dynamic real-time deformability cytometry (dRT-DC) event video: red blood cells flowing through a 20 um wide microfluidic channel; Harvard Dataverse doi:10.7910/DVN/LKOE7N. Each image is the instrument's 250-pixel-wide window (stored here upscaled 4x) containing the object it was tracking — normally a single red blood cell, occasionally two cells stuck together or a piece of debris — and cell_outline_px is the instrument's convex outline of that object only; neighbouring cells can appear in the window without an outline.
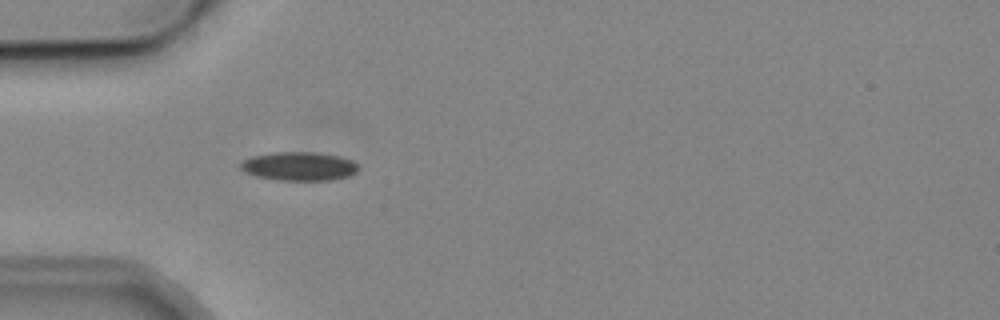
{"species": "common noctule bat (a hibernating species)", "species_latin": "Nyctalus noctula", "temperature_condition": "cold", "stored_images_in_passage": 6, "camera_frame_rate_fps": 3000, "um_per_image_px": 0.085, "animal": {"sex": "male", "body_mass_g": 19.2, "forearm_length_mm": 51.8}, "frame": {"image": 1, "passage_image": 5, "time_ms": 4.667, "image_size_px": [1000, 320], "cell_outline_px": [[356, 172], [348, 176], [328, 180], [280, 180], [256, 176], [240, 168], [240, 164], [244, 160], [252, 156], [272, 152], [316, 152], [340, 156], [352, 160], [356, 164]], "centroid_in_image_um": [25.42, 14.12], "position_along_channel_um": 59.6, "area_um2": 19.48}}